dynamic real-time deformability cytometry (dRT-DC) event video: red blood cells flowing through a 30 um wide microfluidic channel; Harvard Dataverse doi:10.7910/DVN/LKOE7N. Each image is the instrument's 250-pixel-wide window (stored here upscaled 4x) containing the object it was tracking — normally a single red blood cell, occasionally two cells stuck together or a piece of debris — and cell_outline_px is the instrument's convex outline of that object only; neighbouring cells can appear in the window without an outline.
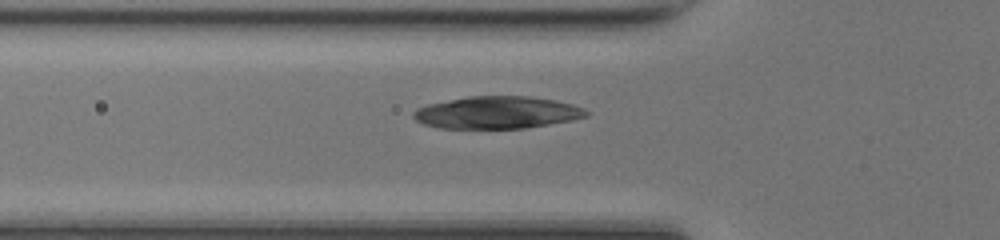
{"species": "common noctule bat (a hibernating species)", "species_latin": "Nyctalus noctula", "temperature_condition": "room temperature", "stored_images_in_passage": 34, "camera_frame_rate_fps": 3000, "um_per_image_px": 0.085, "animal": {"sex": "female", "body_mass_g": 17.0, "forearm_length_mm": 48.0}, "frame": {"image": 1, "passage_image": 4, "time_ms": 1.0, "image_size_px": [1000, 240], "cell_outline_px": [[592, 112], [588, 116], [572, 120], [528, 128], [440, 128], [424, 124], [416, 120], [412, 116], [412, 112], [416, 108], [428, 104], [468, 96], [528, 96], [556, 100], [572, 104], [584, 108]], "centroid_in_image_um": [42.29, 9.56], "position_along_channel_um": 83.5, "area_um2": 32.71}}
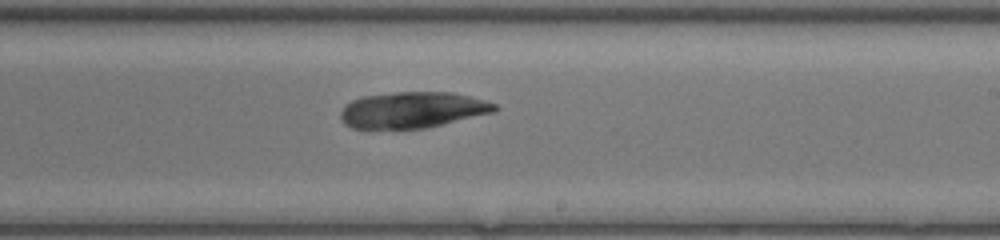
{"frame": {"image": 2, "passage_image": 16, "time_ms": 5.0, "image_size_px": [1000, 240], "cell_outline_px": [[500, 108], [496, 112], [428, 128], [352, 128], [344, 124], [340, 116], [340, 112], [344, 104], [360, 96], [396, 92], [452, 92], [484, 100], [496, 104]], "centroid_in_image_um": [35.08, 9.34], "position_along_channel_um": 253.9, "area_um2": 32.71}}
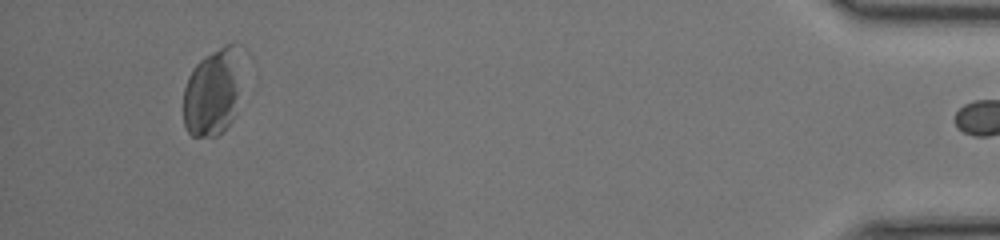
{"frame": {"image": 3, "passage_image": 33, "time_ms": 10.667, "image_size_px": [1000, 240], "cell_outline_px": [[236, 96], [232, 120], [216, 136], [192, 136], [188, 132], [184, 124], [184, 88], [188, 76], [196, 64], [204, 56], [224, 44], [232, 44], [236, 88]], "centroid_in_image_um": [17.91, 7.94], "position_along_channel_um": 417.3, "area_um2": 27.51}}